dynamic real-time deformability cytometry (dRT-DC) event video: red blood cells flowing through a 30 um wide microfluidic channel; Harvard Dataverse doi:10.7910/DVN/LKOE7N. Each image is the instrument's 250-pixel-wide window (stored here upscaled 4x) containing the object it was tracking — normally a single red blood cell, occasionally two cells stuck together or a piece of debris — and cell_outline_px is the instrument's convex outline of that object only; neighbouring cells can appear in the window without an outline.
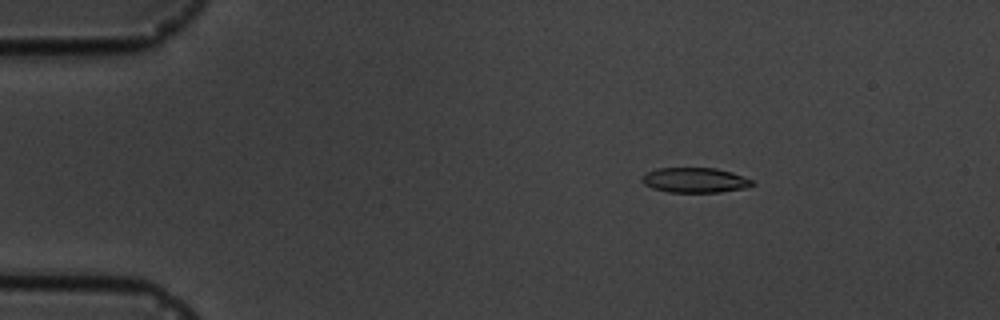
{"species": "common noctule bat (a hibernating species)", "species_latin": "Nyctalus noctula", "temperature_condition": "cold", "stored_images_in_passage": 4, "camera_frame_rate_fps": 3000, "um_per_image_px": 0.085, "animal": {"sex": "male", "body_mass_g": 19.5, "forearm_length_mm": 54.6}, "frame": {"image": 1, "passage_image": 1, "time_ms": 0.0, "image_size_px": [1000, 320], "cell_outline_px": [[756, 184], [744, 188], [720, 192], [668, 192], [652, 188], [644, 184], [640, 180], [640, 176], [656, 168], [716, 168], [732, 172], [756, 180]], "centroid_in_image_um": [59.09, 15.31], "position_along_channel_um": 25.9, "area_um2": 16.3}}
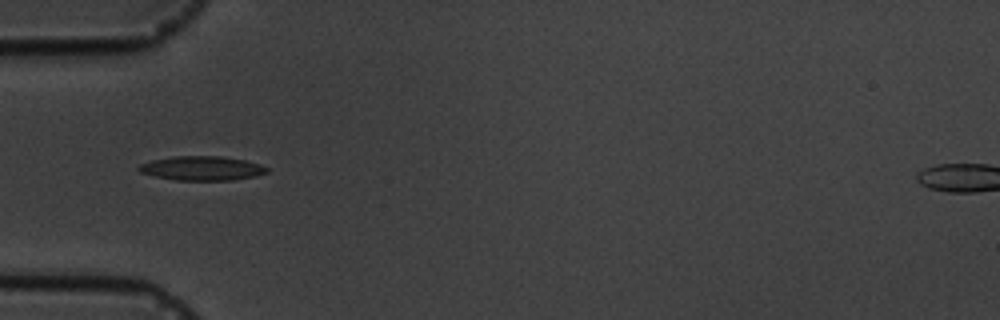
{"frame": {"image": 2, "passage_image": 3, "time_ms": 3.0, "image_size_px": [1000, 320], "cell_outline_px": [[268, 172], [256, 176], [232, 180], [176, 180], [156, 176], [140, 172], [136, 168], [140, 164], [152, 160], [172, 156], [220, 156], [244, 160], [260, 164], [268, 168]], "centroid_in_image_um": [17.16, 14.3], "position_along_channel_um": 67.8, "area_um2": 18.03}}
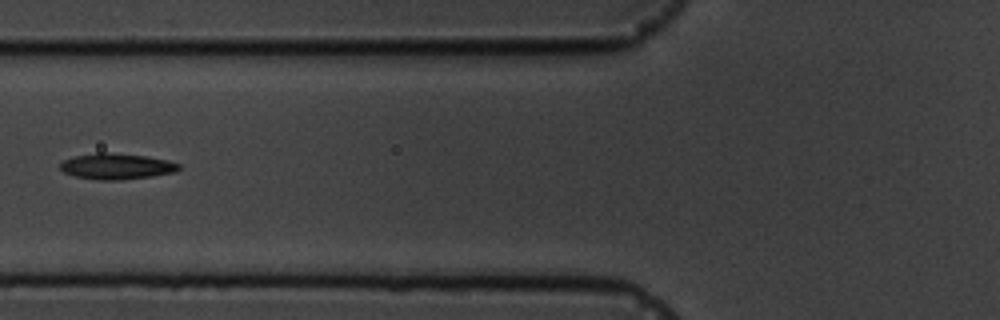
{"frame": {"image": 3, "passage_image": 4, "time_ms": 4.333, "image_size_px": [1000, 320], "cell_outline_px": [[180, 168], [176, 172], [152, 176], [120, 180], [96, 180], [76, 176], [64, 172], [60, 168], [60, 164], [64, 160], [72, 156], [96, 152], [108, 152], [144, 156], [168, 160], [180, 164]], "centroid_in_image_um": [9.9, 14.13], "position_along_channel_um": 115.9, "area_um2": 17.98}}